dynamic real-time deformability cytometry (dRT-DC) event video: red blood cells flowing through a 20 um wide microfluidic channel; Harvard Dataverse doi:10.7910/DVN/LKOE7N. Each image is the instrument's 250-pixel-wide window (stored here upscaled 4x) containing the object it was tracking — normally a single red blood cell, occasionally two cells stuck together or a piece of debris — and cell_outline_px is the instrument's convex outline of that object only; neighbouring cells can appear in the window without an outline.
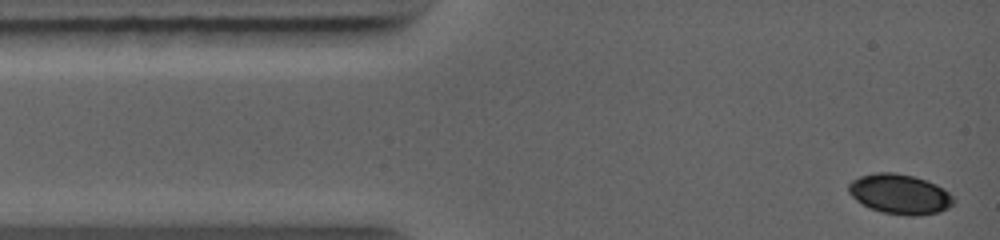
{"species": "common noctule bat (a hibernating species)", "species_latin": "Nyctalus noctula", "temperature_condition": "warm", "stored_images_in_passage": 8, "camera_frame_rate_fps": 5000, "um_per_image_px": 0.085, "animal": {"sex": "female", "body_mass_g": 19.0, "forearm_length_mm": 56.7}, "frame": {"image": 1, "passage_image": 1, "time_ms": 0.0, "image_size_px": [1000, 240], "cell_outline_px": [[956, 200], [948, 208], [940, 212], [916, 216], [908, 216], [880, 212], [856, 200], [848, 192], [848, 184], [852, 180], [860, 176], [876, 172], [896, 172], [912, 176], [936, 184], [944, 188]], "centroid_in_image_um": [76.49, 16.5], "position_along_channel_um": 8.5, "area_um2": 24.45}}
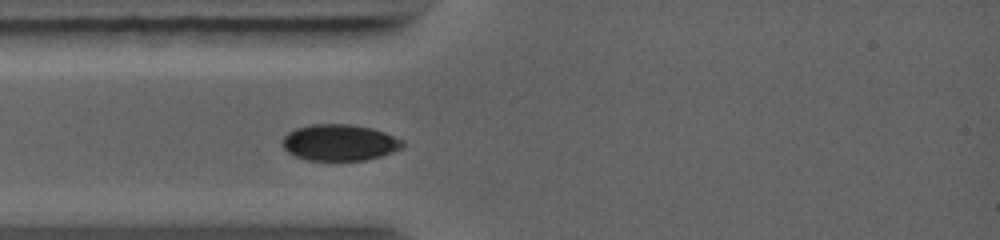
{"frame": {"image": 2, "passage_image": 6, "time_ms": 2.4, "image_size_px": [1000, 240], "cell_outline_px": [[404, 148], [380, 156], [364, 160], [308, 160], [296, 156], [288, 152], [280, 144], [284, 136], [288, 132], [296, 128], [312, 124], [348, 124], [372, 128], [384, 132], [404, 140]], "centroid_in_image_um": [28.86, 12.11], "position_along_channel_um": 56.1, "area_um2": 25.49}}
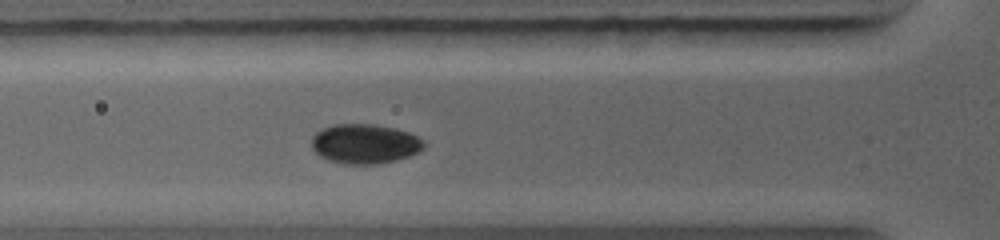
{"frame": {"image": 3, "passage_image": 8, "time_ms": 3.2, "image_size_px": [1000, 240], "cell_outline_px": [[424, 148], [420, 152], [396, 160], [380, 164], [344, 164], [328, 160], [320, 156], [312, 148], [312, 136], [316, 132], [324, 128], [336, 124], [368, 124], [392, 128], [408, 132], [424, 140]], "centroid_in_image_um": [31.01, 12.24], "position_along_channel_um": 94.8, "area_um2": 25.84}}